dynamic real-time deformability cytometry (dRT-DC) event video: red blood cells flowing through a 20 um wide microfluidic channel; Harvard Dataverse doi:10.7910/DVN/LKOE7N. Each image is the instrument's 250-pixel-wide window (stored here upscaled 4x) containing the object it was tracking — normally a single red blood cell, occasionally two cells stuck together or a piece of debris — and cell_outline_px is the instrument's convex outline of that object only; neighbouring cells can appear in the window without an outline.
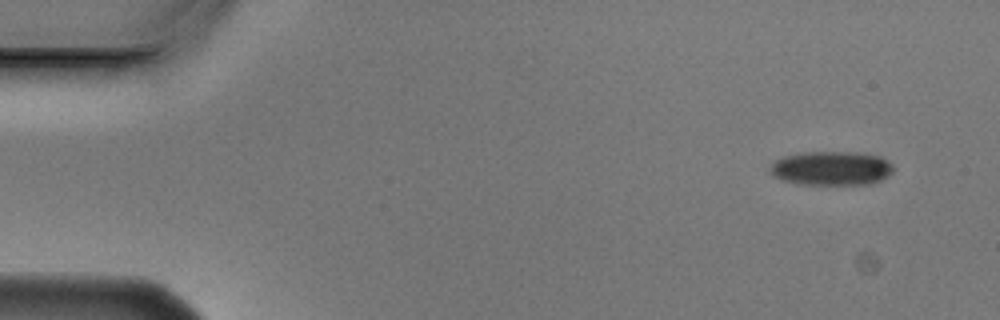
{"species": "Egyptian fruit bat (a non-hibernating species)", "species_latin": "Rousettus aegyptiacus", "temperature_condition": "cold", "stored_images_in_passage": 4, "camera_frame_rate_fps": 3000, "um_per_image_px": 0.085, "animal": {"sex": "male"}, "frame": {"image": 1, "passage_image": 1, "time_ms": 0.0, "image_size_px": [1000, 320], "cell_outline_px": [[892, 172], [888, 176], [880, 180], [868, 184], [800, 184], [780, 180], [772, 176], [768, 172], [768, 168], [776, 160], [784, 156], [800, 152], [864, 152], [880, 156], [888, 160], [892, 164]], "centroid_in_image_um": [70.64, 14.29], "position_along_channel_um": 14.4, "area_um2": 24.8}}
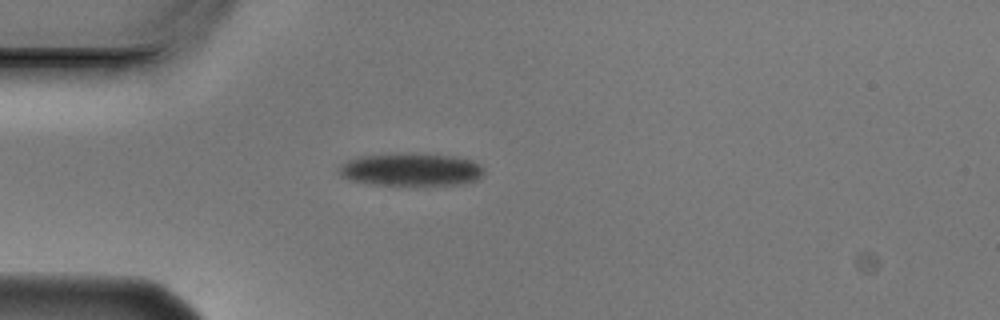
{"frame": {"image": 2, "passage_image": 4, "time_ms": 1.0, "image_size_px": [1000, 320], "cell_outline_px": [[484, 172], [476, 180], [460, 184], [372, 184], [352, 180], [340, 176], [336, 172], [336, 168], [340, 164], [348, 160], [360, 156], [388, 152], [412, 152], [456, 156], [472, 160], [480, 164], [484, 168]], "centroid_in_image_um": [34.88, 14.36], "position_along_channel_um": 50.1, "area_um2": 28.21}}